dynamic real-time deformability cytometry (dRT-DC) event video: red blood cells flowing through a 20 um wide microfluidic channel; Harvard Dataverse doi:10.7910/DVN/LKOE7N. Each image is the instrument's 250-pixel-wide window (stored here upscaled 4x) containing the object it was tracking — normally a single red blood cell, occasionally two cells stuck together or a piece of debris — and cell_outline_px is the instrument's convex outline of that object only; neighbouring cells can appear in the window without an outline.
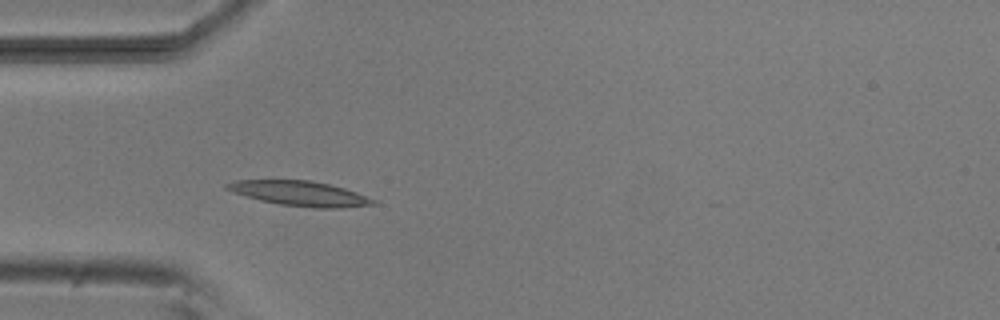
{"species": "common noctule bat (a hibernating species)", "species_latin": "Nyctalus noctula", "temperature_condition": "room temperature", "stored_images_in_passage": 40, "camera_frame_rate_fps": 3000, "um_per_image_px": 0.085, "animal": {"sex": "male", "body_mass_g": 20.5, "forearm_length_mm": 52.5}, "frame": {"image": 1, "passage_image": 3, "time_ms": 0.667, "image_size_px": [1000, 320], "cell_outline_px": [[376, 204], [340, 208], [312, 208], [280, 204], [260, 200], [232, 192], [224, 188], [224, 184], [236, 180], [312, 180], [344, 188], [356, 192], [376, 200]], "centroid_in_image_um": [25.47, 16.44], "position_along_channel_um": 59.5, "area_um2": 21.15}}
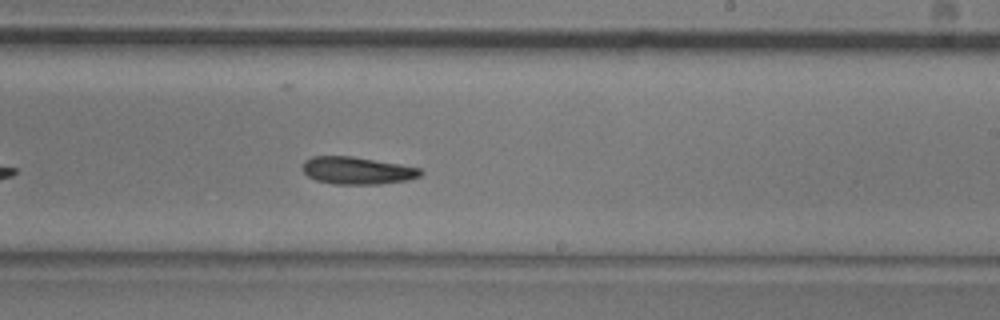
{"frame": {"image": 2, "passage_image": 19, "time_ms": 6.0, "image_size_px": [1000, 320], "cell_outline_px": [[424, 172], [420, 176], [408, 180], [380, 184], [332, 184], [316, 180], [308, 176], [304, 172], [304, 160], [312, 156], [352, 156], [400, 164], [420, 168]], "centroid_in_image_um": [30.38, 14.5], "position_along_channel_um": 258.6, "area_um2": 18.84}}
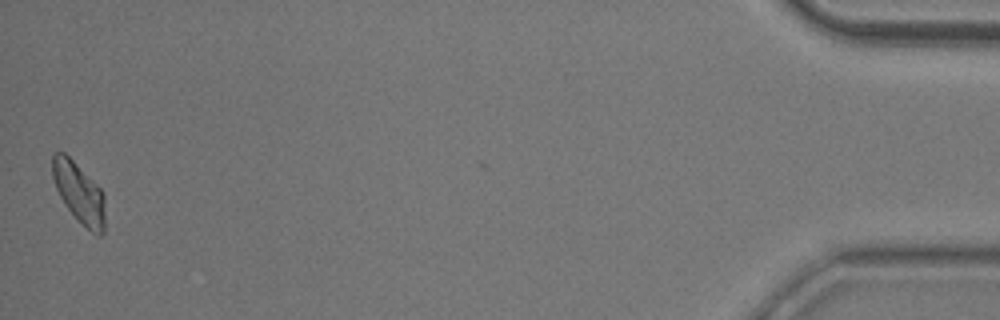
{"frame": {"image": 3, "passage_image": 40, "time_ms": 13.0, "image_size_px": [1000, 320], "cell_outline_px": [[104, 232], [100, 236], [96, 236], [68, 208], [60, 196], [56, 188], [52, 176], [52, 156], [56, 152], [64, 152], [104, 192]], "centroid_in_image_um": [6.72, 16.38], "position_along_channel_um": 428.5, "area_um2": 18.03}, "authors_computed_cell_mechanics": {"area_um2": 19.074, "velocity_mm_per_s": 3.7659, "shape_relaxation_time_tau1_ms": 5.928, "shape_relaxation_time_tau2_ms": null, "deformation_change_tau1": 0.1276, "deformation_change_tau2": null}}